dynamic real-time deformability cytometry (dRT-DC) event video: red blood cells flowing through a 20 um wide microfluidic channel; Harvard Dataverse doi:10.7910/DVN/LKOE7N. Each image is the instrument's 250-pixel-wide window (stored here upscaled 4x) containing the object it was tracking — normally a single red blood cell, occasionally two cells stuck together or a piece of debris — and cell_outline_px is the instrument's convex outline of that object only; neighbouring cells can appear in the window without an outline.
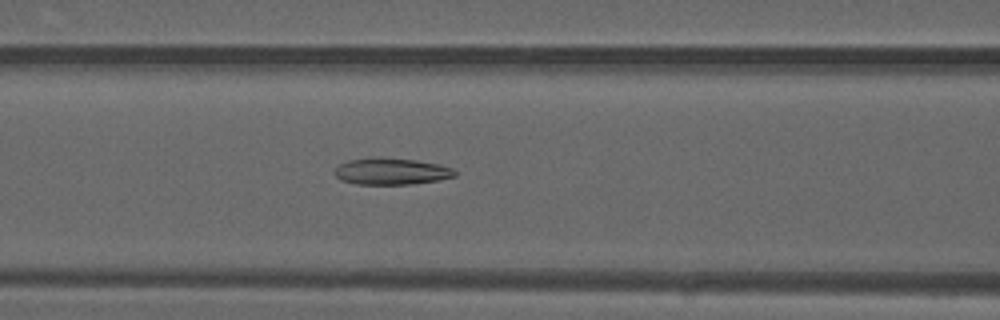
{"species": "common noctule bat (a hibernating species)", "species_latin": "Nyctalus noctula", "temperature_condition": "warm", "stored_images_in_passage": 48, "camera_frame_rate_fps": 3000, "um_per_image_px": 0.085, "animal": {"sex": "male", "forearm_length_mm": 52.5}, "frame": {"image": 1, "passage_image": 20, "time_ms": 6.333, "image_size_px": [1000, 320], "cell_outline_px": [[456, 176], [440, 180], [408, 184], [356, 184], [340, 180], [332, 172], [340, 164], [348, 160], [368, 156], [376, 156], [416, 160], [440, 164], [452, 168], [456, 172]], "centroid_in_image_um": [33.23, 14.54], "position_along_channel_um": 133.4, "area_um2": 19.02}}
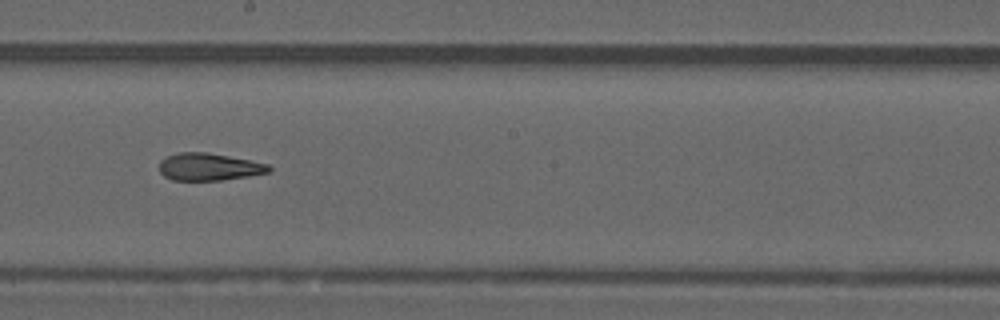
{"frame": {"image": 2, "passage_image": 27, "time_ms": 8.667, "image_size_px": [1000, 320], "cell_outline_px": [[272, 168], [268, 172], [248, 176], [220, 180], [172, 180], [164, 176], [160, 172], [160, 160], [168, 156], [180, 152], [208, 152], [268, 164]], "centroid_in_image_um": [17.74, 14.18], "position_along_channel_um": 230.5, "area_um2": 17.28}}
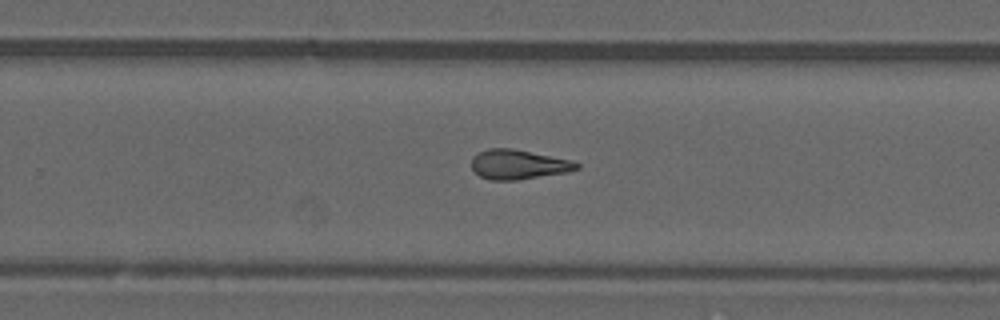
{"frame": {"image": 3, "passage_image": 31, "time_ms": 10.0, "image_size_px": [1000, 320], "cell_outline_px": [[580, 168], [568, 172], [516, 180], [492, 180], [480, 176], [472, 168], [472, 156], [488, 148], [512, 148], [572, 160], [580, 164]], "centroid_in_image_um": [44.08, 13.97], "position_along_channel_um": 285.7, "area_um2": 18.09}, "authors_computed_cell_mechanics": {"area_um2": 18.6694, "velocity_mm_per_s": 4.1697, "shape_relaxation_time_tau1_ms": null, "shape_relaxation_time_tau2_ms": 4.231, "deformation_change_tau1": null, "deformation_change_tau2": 0.1512}}